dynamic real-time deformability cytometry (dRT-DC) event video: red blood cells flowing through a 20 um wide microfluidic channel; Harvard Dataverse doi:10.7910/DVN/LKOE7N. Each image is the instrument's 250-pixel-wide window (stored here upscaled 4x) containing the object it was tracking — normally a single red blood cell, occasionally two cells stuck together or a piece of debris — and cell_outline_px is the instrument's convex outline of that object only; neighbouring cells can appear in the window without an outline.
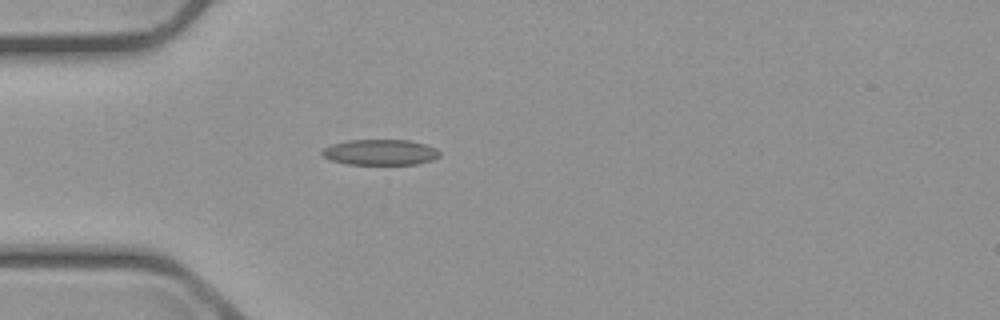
{"species": "common noctule bat (a hibernating species)", "species_latin": "Nyctalus noctula", "temperature_condition": "cold", "stored_images_in_passage": 1, "camera_frame_rate_fps": 3000, "um_per_image_px": 0.085, "animal": {"sex": "male", "body_mass_g": 23.1, "forearm_length_mm": 52.7}, "frame": {"image": 1, "passage_image": 1, "time_ms": 0.0, "image_size_px": [1000, 320], "cell_outline_px": [[440, 156], [432, 160], [416, 164], [348, 164], [332, 160], [324, 156], [320, 152], [324, 148], [332, 144], [348, 140], [408, 140], [424, 144], [436, 148], [440, 152]], "centroid_in_image_um": [32.34, 12.94], "position_along_channel_um": 52.7, "area_um2": 17.46}}